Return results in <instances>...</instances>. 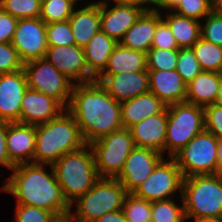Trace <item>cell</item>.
<instances>
[{
	"label": "cell",
	"mask_w": 222,
	"mask_h": 222,
	"mask_svg": "<svg viewBox=\"0 0 222 222\" xmlns=\"http://www.w3.org/2000/svg\"><path fill=\"white\" fill-rule=\"evenodd\" d=\"M176 71L186 84L203 71L191 48L179 49Z\"/></svg>",
	"instance_id": "36"
},
{
	"label": "cell",
	"mask_w": 222,
	"mask_h": 222,
	"mask_svg": "<svg viewBox=\"0 0 222 222\" xmlns=\"http://www.w3.org/2000/svg\"><path fill=\"white\" fill-rule=\"evenodd\" d=\"M118 42L103 31L97 32L83 48L89 73L96 79L106 68Z\"/></svg>",
	"instance_id": "25"
},
{
	"label": "cell",
	"mask_w": 222,
	"mask_h": 222,
	"mask_svg": "<svg viewBox=\"0 0 222 222\" xmlns=\"http://www.w3.org/2000/svg\"><path fill=\"white\" fill-rule=\"evenodd\" d=\"M78 0H47L42 2L40 18L46 23L69 20Z\"/></svg>",
	"instance_id": "30"
},
{
	"label": "cell",
	"mask_w": 222,
	"mask_h": 222,
	"mask_svg": "<svg viewBox=\"0 0 222 222\" xmlns=\"http://www.w3.org/2000/svg\"><path fill=\"white\" fill-rule=\"evenodd\" d=\"M163 155L150 148L135 147L116 179L127 193H133L152 174L154 168L165 157Z\"/></svg>",
	"instance_id": "13"
},
{
	"label": "cell",
	"mask_w": 222,
	"mask_h": 222,
	"mask_svg": "<svg viewBox=\"0 0 222 222\" xmlns=\"http://www.w3.org/2000/svg\"><path fill=\"white\" fill-rule=\"evenodd\" d=\"M195 222H222L221 218H198L194 219Z\"/></svg>",
	"instance_id": "51"
},
{
	"label": "cell",
	"mask_w": 222,
	"mask_h": 222,
	"mask_svg": "<svg viewBox=\"0 0 222 222\" xmlns=\"http://www.w3.org/2000/svg\"><path fill=\"white\" fill-rule=\"evenodd\" d=\"M161 0H150V5L154 4L152 9H154L156 7V5L160 2ZM155 6V7H154Z\"/></svg>",
	"instance_id": "53"
},
{
	"label": "cell",
	"mask_w": 222,
	"mask_h": 222,
	"mask_svg": "<svg viewBox=\"0 0 222 222\" xmlns=\"http://www.w3.org/2000/svg\"><path fill=\"white\" fill-rule=\"evenodd\" d=\"M212 10L222 16V0H213L212 1Z\"/></svg>",
	"instance_id": "50"
},
{
	"label": "cell",
	"mask_w": 222,
	"mask_h": 222,
	"mask_svg": "<svg viewBox=\"0 0 222 222\" xmlns=\"http://www.w3.org/2000/svg\"><path fill=\"white\" fill-rule=\"evenodd\" d=\"M220 83V73L202 71L186 85L185 102L205 107L214 104Z\"/></svg>",
	"instance_id": "26"
},
{
	"label": "cell",
	"mask_w": 222,
	"mask_h": 222,
	"mask_svg": "<svg viewBox=\"0 0 222 222\" xmlns=\"http://www.w3.org/2000/svg\"><path fill=\"white\" fill-rule=\"evenodd\" d=\"M214 104L222 107V73H220V83Z\"/></svg>",
	"instance_id": "49"
},
{
	"label": "cell",
	"mask_w": 222,
	"mask_h": 222,
	"mask_svg": "<svg viewBox=\"0 0 222 222\" xmlns=\"http://www.w3.org/2000/svg\"><path fill=\"white\" fill-rule=\"evenodd\" d=\"M183 176L174 158H163L152 174L132 193L147 201L172 199L171 196L182 190Z\"/></svg>",
	"instance_id": "11"
},
{
	"label": "cell",
	"mask_w": 222,
	"mask_h": 222,
	"mask_svg": "<svg viewBox=\"0 0 222 222\" xmlns=\"http://www.w3.org/2000/svg\"><path fill=\"white\" fill-rule=\"evenodd\" d=\"M151 48L179 49L168 24L162 19L156 26Z\"/></svg>",
	"instance_id": "41"
},
{
	"label": "cell",
	"mask_w": 222,
	"mask_h": 222,
	"mask_svg": "<svg viewBox=\"0 0 222 222\" xmlns=\"http://www.w3.org/2000/svg\"><path fill=\"white\" fill-rule=\"evenodd\" d=\"M95 222H128L125 215L121 210H116L110 213H106L99 217Z\"/></svg>",
	"instance_id": "45"
},
{
	"label": "cell",
	"mask_w": 222,
	"mask_h": 222,
	"mask_svg": "<svg viewBox=\"0 0 222 222\" xmlns=\"http://www.w3.org/2000/svg\"><path fill=\"white\" fill-rule=\"evenodd\" d=\"M168 124L165 151L173 158L197 134L205 130L204 107L188 102L167 106Z\"/></svg>",
	"instance_id": "7"
},
{
	"label": "cell",
	"mask_w": 222,
	"mask_h": 222,
	"mask_svg": "<svg viewBox=\"0 0 222 222\" xmlns=\"http://www.w3.org/2000/svg\"><path fill=\"white\" fill-rule=\"evenodd\" d=\"M23 69L28 88L51 96L65 108L68 107L74 83L55 68L46 57L25 63Z\"/></svg>",
	"instance_id": "10"
},
{
	"label": "cell",
	"mask_w": 222,
	"mask_h": 222,
	"mask_svg": "<svg viewBox=\"0 0 222 222\" xmlns=\"http://www.w3.org/2000/svg\"><path fill=\"white\" fill-rule=\"evenodd\" d=\"M46 59L57 68L67 79L76 84H85L95 81L89 73L83 48L71 46H48Z\"/></svg>",
	"instance_id": "14"
},
{
	"label": "cell",
	"mask_w": 222,
	"mask_h": 222,
	"mask_svg": "<svg viewBox=\"0 0 222 222\" xmlns=\"http://www.w3.org/2000/svg\"><path fill=\"white\" fill-rule=\"evenodd\" d=\"M86 145L74 117L65 110L56 118L36 125L33 163L53 165L68 152Z\"/></svg>",
	"instance_id": "3"
},
{
	"label": "cell",
	"mask_w": 222,
	"mask_h": 222,
	"mask_svg": "<svg viewBox=\"0 0 222 222\" xmlns=\"http://www.w3.org/2000/svg\"><path fill=\"white\" fill-rule=\"evenodd\" d=\"M24 63L11 42L0 43V74L22 70Z\"/></svg>",
	"instance_id": "40"
},
{
	"label": "cell",
	"mask_w": 222,
	"mask_h": 222,
	"mask_svg": "<svg viewBox=\"0 0 222 222\" xmlns=\"http://www.w3.org/2000/svg\"><path fill=\"white\" fill-rule=\"evenodd\" d=\"M150 92L166 106L185 102L186 83L176 70H148Z\"/></svg>",
	"instance_id": "22"
},
{
	"label": "cell",
	"mask_w": 222,
	"mask_h": 222,
	"mask_svg": "<svg viewBox=\"0 0 222 222\" xmlns=\"http://www.w3.org/2000/svg\"><path fill=\"white\" fill-rule=\"evenodd\" d=\"M122 211L128 222H151V202L132 193L125 196Z\"/></svg>",
	"instance_id": "33"
},
{
	"label": "cell",
	"mask_w": 222,
	"mask_h": 222,
	"mask_svg": "<svg viewBox=\"0 0 222 222\" xmlns=\"http://www.w3.org/2000/svg\"><path fill=\"white\" fill-rule=\"evenodd\" d=\"M8 122L0 121V165L10 169V160L8 158L6 147V132Z\"/></svg>",
	"instance_id": "44"
},
{
	"label": "cell",
	"mask_w": 222,
	"mask_h": 222,
	"mask_svg": "<svg viewBox=\"0 0 222 222\" xmlns=\"http://www.w3.org/2000/svg\"><path fill=\"white\" fill-rule=\"evenodd\" d=\"M110 1V0H108ZM114 2H121V3H134V4H138L141 5L142 7H144L146 10L152 9L150 8L151 6H144V4H149L150 5V0H113Z\"/></svg>",
	"instance_id": "48"
},
{
	"label": "cell",
	"mask_w": 222,
	"mask_h": 222,
	"mask_svg": "<svg viewBox=\"0 0 222 222\" xmlns=\"http://www.w3.org/2000/svg\"><path fill=\"white\" fill-rule=\"evenodd\" d=\"M179 49L151 48L146 54L147 70H176Z\"/></svg>",
	"instance_id": "34"
},
{
	"label": "cell",
	"mask_w": 222,
	"mask_h": 222,
	"mask_svg": "<svg viewBox=\"0 0 222 222\" xmlns=\"http://www.w3.org/2000/svg\"><path fill=\"white\" fill-rule=\"evenodd\" d=\"M41 0H0V7L17 19L40 18Z\"/></svg>",
	"instance_id": "32"
},
{
	"label": "cell",
	"mask_w": 222,
	"mask_h": 222,
	"mask_svg": "<svg viewBox=\"0 0 222 222\" xmlns=\"http://www.w3.org/2000/svg\"><path fill=\"white\" fill-rule=\"evenodd\" d=\"M68 21L74 35L75 45L84 48L90 39L101 30L100 1L91 2L82 9H74Z\"/></svg>",
	"instance_id": "24"
},
{
	"label": "cell",
	"mask_w": 222,
	"mask_h": 222,
	"mask_svg": "<svg viewBox=\"0 0 222 222\" xmlns=\"http://www.w3.org/2000/svg\"><path fill=\"white\" fill-rule=\"evenodd\" d=\"M5 143L10 169L16 165L33 163L36 149V126L19 122L8 123Z\"/></svg>",
	"instance_id": "19"
},
{
	"label": "cell",
	"mask_w": 222,
	"mask_h": 222,
	"mask_svg": "<svg viewBox=\"0 0 222 222\" xmlns=\"http://www.w3.org/2000/svg\"><path fill=\"white\" fill-rule=\"evenodd\" d=\"M46 26L41 18L19 19L11 43L24 64L45 57L48 48Z\"/></svg>",
	"instance_id": "12"
},
{
	"label": "cell",
	"mask_w": 222,
	"mask_h": 222,
	"mask_svg": "<svg viewBox=\"0 0 222 222\" xmlns=\"http://www.w3.org/2000/svg\"><path fill=\"white\" fill-rule=\"evenodd\" d=\"M161 10H145L128 29L119 43L132 50L146 53L151 49L157 24L163 19Z\"/></svg>",
	"instance_id": "21"
},
{
	"label": "cell",
	"mask_w": 222,
	"mask_h": 222,
	"mask_svg": "<svg viewBox=\"0 0 222 222\" xmlns=\"http://www.w3.org/2000/svg\"><path fill=\"white\" fill-rule=\"evenodd\" d=\"M181 0H161L155 7V10H158L159 8L161 9H170L173 11L179 4Z\"/></svg>",
	"instance_id": "46"
},
{
	"label": "cell",
	"mask_w": 222,
	"mask_h": 222,
	"mask_svg": "<svg viewBox=\"0 0 222 222\" xmlns=\"http://www.w3.org/2000/svg\"><path fill=\"white\" fill-rule=\"evenodd\" d=\"M181 200L186 220L222 217V175L183 178Z\"/></svg>",
	"instance_id": "5"
},
{
	"label": "cell",
	"mask_w": 222,
	"mask_h": 222,
	"mask_svg": "<svg viewBox=\"0 0 222 222\" xmlns=\"http://www.w3.org/2000/svg\"><path fill=\"white\" fill-rule=\"evenodd\" d=\"M171 199L151 202V222H184L185 211Z\"/></svg>",
	"instance_id": "31"
},
{
	"label": "cell",
	"mask_w": 222,
	"mask_h": 222,
	"mask_svg": "<svg viewBox=\"0 0 222 222\" xmlns=\"http://www.w3.org/2000/svg\"><path fill=\"white\" fill-rule=\"evenodd\" d=\"M205 130L222 137V107L210 104L204 107Z\"/></svg>",
	"instance_id": "42"
},
{
	"label": "cell",
	"mask_w": 222,
	"mask_h": 222,
	"mask_svg": "<svg viewBox=\"0 0 222 222\" xmlns=\"http://www.w3.org/2000/svg\"><path fill=\"white\" fill-rule=\"evenodd\" d=\"M168 124L167 107L159 114L145 118L131 126L130 132L136 147L150 148L165 153Z\"/></svg>",
	"instance_id": "20"
},
{
	"label": "cell",
	"mask_w": 222,
	"mask_h": 222,
	"mask_svg": "<svg viewBox=\"0 0 222 222\" xmlns=\"http://www.w3.org/2000/svg\"><path fill=\"white\" fill-rule=\"evenodd\" d=\"M95 81L120 103L150 91L148 71L100 74Z\"/></svg>",
	"instance_id": "17"
},
{
	"label": "cell",
	"mask_w": 222,
	"mask_h": 222,
	"mask_svg": "<svg viewBox=\"0 0 222 222\" xmlns=\"http://www.w3.org/2000/svg\"><path fill=\"white\" fill-rule=\"evenodd\" d=\"M137 71H148L146 53L132 50L118 43L109 57L105 70L101 74H120Z\"/></svg>",
	"instance_id": "27"
},
{
	"label": "cell",
	"mask_w": 222,
	"mask_h": 222,
	"mask_svg": "<svg viewBox=\"0 0 222 222\" xmlns=\"http://www.w3.org/2000/svg\"><path fill=\"white\" fill-rule=\"evenodd\" d=\"M15 211V222H53L57 218L52 211L32 205L17 204Z\"/></svg>",
	"instance_id": "38"
},
{
	"label": "cell",
	"mask_w": 222,
	"mask_h": 222,
	"mask_svg": "<svg viewBox=\"0 0 222 222\" xmlns=\"http://www.w3.org/2000/svg\"><path fill=\"white\" fill-rule=\"evenodd\" d=\"M126 189L116 178H99L93 187L76 201V213L70 212L75 222H95L106 213L121 210Z\"/></svg>",
	"instance_id": "6"
},
{
	"label": "cell",
	"mask_w": 222,
	"mask_h": 222,
	"mask_svg": "<svg viewBox=\"0 0 222 222\" xmlns=\"http://www.w3.org/2000/svg\"><path fill=\"white\" fill-rule=\"evenodd\" d=\"M217 137L204 130L197 134L173 158L183 178L194 175L217 174Z\"/></svg>",
	"instance_id": "9"
},
{
	"label": "cell",
	"mask_w": 222,
	"mask_h": 222,
	"mask_svg": "<svg viewBox=\"0 0 222 222\" xmlns=\"http://www.w3.org/2000/svg\"><path fill=\"white\" fill-rule=\"evenodd\" d=\"M52 167L63 196L71 208L76 200L89 191L100 178L90 144L68 152Z\"/></svg>",
	"instance_id": "4"
},
{
	"label": "cell",
	"mask_w": 222,
	"mask_h": 222,
	"mask_svg": "<svg viewBox=\"0 0 222 222\" xmlns=\"http://www.w3.org/2000/svg\"><path fill=\"white\" fill-rule=\"evenodd\" d=\"M73 218L70 215L57 217L53 222H73Z\"/></svg>",
	"instance_id": "52"
},
{
	"label": "cell",
	"mask_w": 222,
	"mask_h": 222,
	"mask_svg": "<svg viewBox=\"0 0 222 222\" xmlns=\"http://www.w3.org/2000/svg\"><path fill=\"white\" fill-rule=\"evenodd\" d=\"M66 110L74 117L86 144L124 128L121 103L96 81L74 84Z\"/></svg>",
	"instance_id": "1"
},
{
	"label": "cell",
	"mask_w": 222,
	"mask_h": 222,
	"mask_svg": "<svg viewBox=\"0 0 222 222\" xmlns=\"http://www.w3.org/2000/svg\"><path fill=\"white\" fill-rule=\"evenodd\" d=\"M27 89L24 69L0 74V121L20 123L21 101Z\"/></svg>",
	"instance_id": "16"
},
{
	"label": "cell",
	"mask_w": 222,
	"mask_h": 222,
	"mask_svg": "<svg viewBox=\"0 0 222 222\" xmlns=\"http://www.w3.org/2000/svg\"><path fill=\"white\" fill-rule=\"evenodd\" d=\"M191 49L203 71L222 73V47L200 38Z\"/></svg>",
	"instance_id": "29"
},
{
	"label": "cell",
	"mask_w": 222,
	"mask_h": 222,
	"mask_svg": "<svg viewBox=\"0 0 222 222\" xmlns=\"http://www.w3.org/2000/svg\"><path fill=\"white\" fill-rule=\"evenodd\" d=\"M201 38L222 47V16L213 10L205 17L201 25Z\"/></svg>",
	"instance_id": "39"
},
{
	"label": "cell",
	"mask_w": 222,
	"mask_h": 222,
	"mask_svg": "<svg viewBox=\"0 0 222 222\" xmlns=\"http://www.w3.org/2000/svg\"><path fill=\"white\" fill-rule=\"evenodd\" d=\"M44 166V167H43ZM46 164L26 163L14 166L11 177L0 190L16 196L17 204L32 205L52 211L57 217L69 215L71 206L65 200L54 169Z\"/></svg>",
	"instance_id": "2"
},
{
	"label": "cell",
	"mask_w": 222,
	"mask_h": 222,
	"mask_svg": "<svg viewBox=\"0 0 222 222\" xmlns=\"http://www.w3.org/2000/svg\"><path fill=\"white\" fill-rule=\"evenodd\" d=\"M104 1H100L101 31L119 43L146 9L138 4L121 2H114L116 5L108 8V0Z\"/></svg>",
	"instance_id": "15"
},
{
	"label": "cell",
	"mask_w": 222,
	"mask_h": 222,
	"mask_svg": "<svg viewBox=\"0 0 222 222\" xmlns=\"http://www.w3.org/2000/svg\"><path fill=\"white\" fill-rule=\"evenodd\" d=\"M18 21L0 7V43L12 42Z\"/></svg>",
	"instance_id": "43"
},
{
	"label": "cell",
	"mask_w": 222,
	"mask_h": 222,
	"mask_svg": "<svg viewBox=\"0 0 222 222\" xmlns=\"http://www.w3.org/2000/svg\"><path fill=\"white\" fill-rule=\"evenodd\" d=\"M218 150H217V174L222 175V137L217 138Z\"/></svg>",
	"instance_id": "47"
},
{
	"label": "cell",
	"mask_w": 222,
	"mask_h": 222,
	"mask_svg": "<svg viewBox=\"0 0 222 222\" xmlns=\"http://www.w3.org/2000/svg\"><path fill=\"white\" fill-rule=\"evenodd\" d=\"M65 110L55 98L28 88L21 101L20 123L35 126L43 124Z\"/></svg>",
	"instance_id": "18"
},
{
	"label": "cell",
	"mask_w": 222,
	"mask_h": 222,
	"mask_svg": "<svg viewBox=\"0 0 222 222\" xmlns=\"http://www.w3.org/2000/svg\"><path fill=\"white\" fill-rule=\"evenodd\" d=\"M167 106L153 93L146 92L135 98L121 102V120L129 129L145 118L161 113Z\"/></svg>",
	"instance_id": "23"
},
{
	"label": "cell",
	"mask_w": 222,
	"mask_h": 222,
	"mask_svg": "<svg viewBox=\"0 0 222 222\" xmlns=\"http://www.w3.org/2000/svg\"><path fill=\"white\" fill-rule=\"evenodd\" d=\"M213 0H181L173 10L178 15L196 19L205 18L212 11Z\"/></svg>",
	"instance_id": "37"
},
{
	"label": "cell",
	"mask_w": 222,
	"mask_h": 222,
	"mask_svg": "<svg viewBox=\"0 0 222 222\" xmlns=\"http://www.w3.org/2000/svg\"><path fill=\"white\" fill-rule=\"evenodd\" d=\"M179 49L191 48L201 38V21L171 11L165 19Z\"/></svg>",
	"instance_id": "28"
},
{
	"label": "cell",
	"mask_w": 222,
	"mask_h": 222,
	"mask_svg": "<svg viewBox=\"0 0 222 222\" xmlns=\"http://www.w3.org/2000/svg\"><path fill=\"white\" fill-rule=\"evenodd\" d=\"M46 38L48 46L75 45L74 35L68 20L47 24Z\"/></svg>",
	"instance_id": "35"
},
{
	"label": "cell",
	"mask_w": 222,
	"mask_h": 222,
	"mask_svg": "<svg viewBox=\"0 0 222 222\" xmlns=\"http://www.w3.org/2000/svg\"><path fill=\"white\" fill-rule=\"evenodd\" d=\"M90 145L100 178H116L130 152L136 147L130 129L127 128L104 135Z\"/></svg>",
	"instance_id": "8"
}]
</instances>
